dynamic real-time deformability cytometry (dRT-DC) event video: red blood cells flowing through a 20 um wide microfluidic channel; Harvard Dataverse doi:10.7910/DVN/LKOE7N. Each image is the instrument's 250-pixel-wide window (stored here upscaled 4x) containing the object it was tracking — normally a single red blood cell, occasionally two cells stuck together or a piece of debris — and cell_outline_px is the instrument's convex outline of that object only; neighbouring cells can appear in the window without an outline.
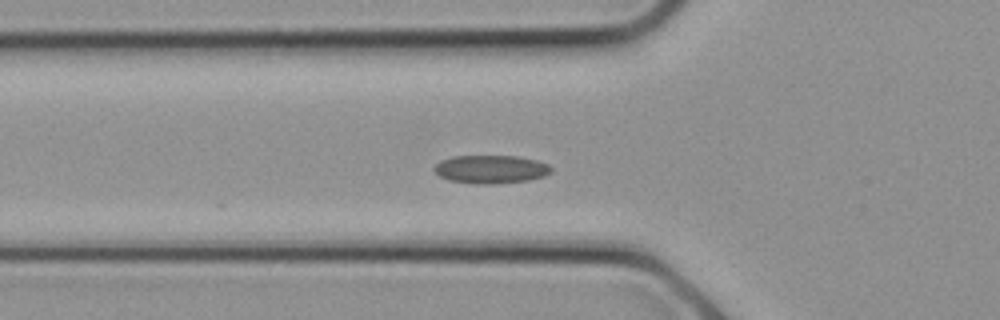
{"species": "common noctule bat (a hibernating species)", "species_latin": "Nyctalus noctula", "temperature_condition": "cold", "stored_images_in_passage": 4, "camera_frame_rate_fps": 3000, "um_per_image_px": 0.085, "animal": {"sex": "female", "body_mass_g": 21.9}, "frame": {"image": 1, "passage_image": 2, "time_ms": 0.333, "image_size_px": [1000, 320], "cell_outline_px": [[552, 172], [544, 176], [528, 180], [492, 184], [476, 184], [448, 180], [440, 176], [432, 168], [440, 160], [452, 156], [520, 156], [536, 160], [548, 164], [552, 168]], "centroid_in_image_um": [41.72, 14.38], "position_along_channel_um": 84.1, "area_um2": 19.36}}
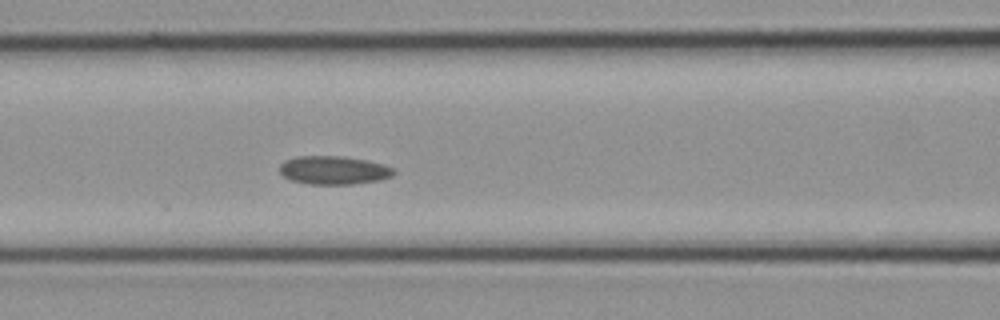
{"frame": {"image": 2, "passage_image": 4, "time_ms": 1.0, "image_size_px": [1000, 320], "cell_outline_px": [[396, 172], [392, 176], [380, 180], [352, 184], [308, 184], [292, 180], [284, 176], [280, 172], [280, 164], [284, 160], [296, 156], [344, 156], [368, 160], [384, 164], [396, 168]], "centroid_in_image_um": [28.4, 14.45], "position_along_channel_um": 138.2, "area_um2": 19.13}}